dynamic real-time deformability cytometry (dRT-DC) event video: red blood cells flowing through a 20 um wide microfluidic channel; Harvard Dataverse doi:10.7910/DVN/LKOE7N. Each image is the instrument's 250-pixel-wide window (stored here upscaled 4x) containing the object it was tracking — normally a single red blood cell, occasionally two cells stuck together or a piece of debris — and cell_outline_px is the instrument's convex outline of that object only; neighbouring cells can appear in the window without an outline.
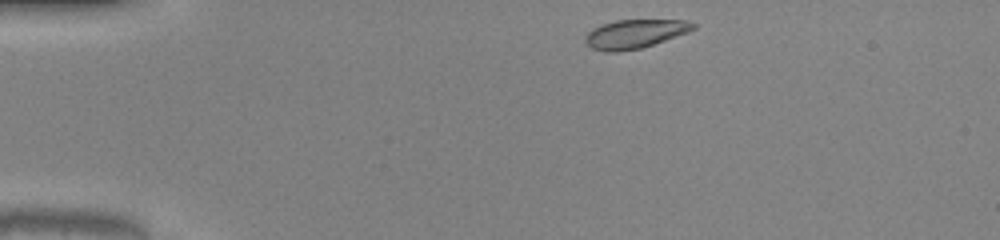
{"species": "common noctule bat (a hibernating species)", "species_latin": "Nyctalus noctula", "temperature_condition": "warm", "stored_images_in_passage": 42, "camera_frame_rate_fps": 3000, "um_per_image_px": 0.085, "animal": {"sex": "male", "body_mass_g": 20.0, "forearm_length_mm": 53.3}, "frame": {"image": 1, "passage_image": 1, "time_ms": 0.0, "image_size_px": [1000, 240], "cell_outline_px": [[696, 28], [688, 32], [640, 48], [616, 52], [604, 52], [592, 48], [584, 40], [584, 36], [592, 28], [616, 20], [688, 20], [696, 24]], "centroid_in_image_um": [53.95, 2.87], "position_along_channel_um": 31.1, "area_um2": 17.98}}
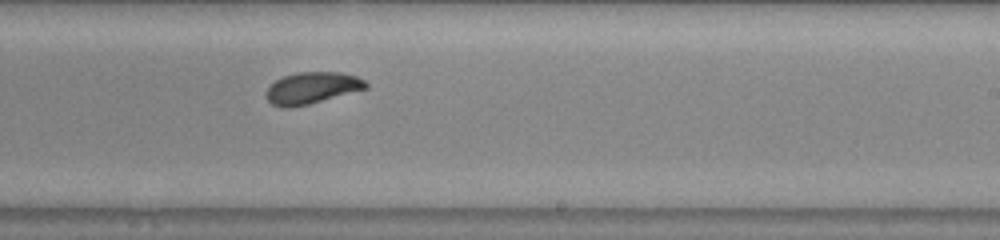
{"frame": {"image": 2, "passage_image": 23, "time_ms": 7.333, "image_size_px": [1000, 240], "cell_outline_px": [[368, 88], [308, 104], [288, 108], [280, 108], [272, 104], [264, 96], [264, 92], [276, 80], [284, 76], [296, 72], [340, 72], [356, 76], [364, 80], [368, 84]], "centroid_in_image_um": [26.48, 7.48], "position_along_channel_um": 262.5, "area_um2": 18.38}}
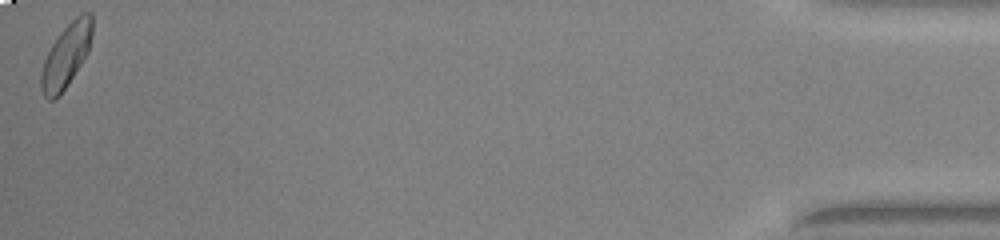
{"frame": {"image": 3, "passage_image": 42, "time_ms": 13.667, "image_size_px": [1000, 240], "cell_outline_px": [[92, 36], [88, 52], [68, 84], [60, 96], [56, 100], [48, 100], [44, 96], [40, 88], [40, 72], [44, 60], [52, 44], [60, 32], [80, 12], [92, 12]], "centroid_in_image_um": [5.61, 4.74], "position_along_channel_um": 429.6, "area_um2": 19.07}, "authors_computed_cell_mechanics": {"area_um2": 18.3804, "velocity_mm_per_s": 4.0524, "shape_relaxation_time_tau1_ms": 3.162, "shape_relaxation_time_tau2_ms": 4.3195, "deformation_change_tau1": 0.1659, "deformation_change_tau2": 0.0796}}